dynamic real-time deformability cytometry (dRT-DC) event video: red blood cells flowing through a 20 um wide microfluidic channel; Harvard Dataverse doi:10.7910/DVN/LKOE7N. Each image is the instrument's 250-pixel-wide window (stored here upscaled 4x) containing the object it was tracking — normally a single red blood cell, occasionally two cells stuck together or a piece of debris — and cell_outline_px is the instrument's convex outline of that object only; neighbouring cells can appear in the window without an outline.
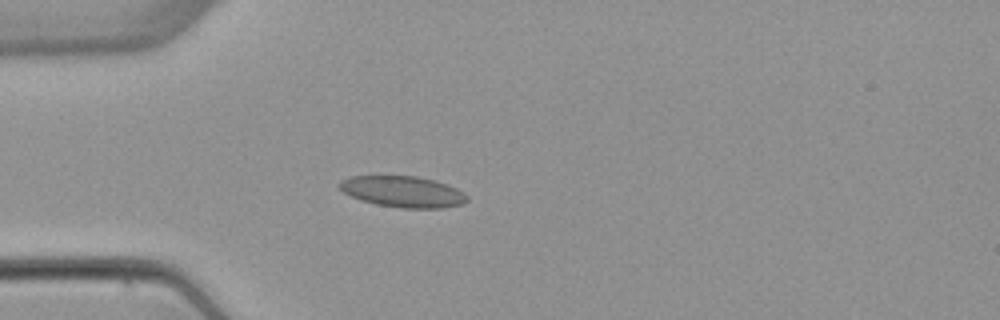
{"species": "common noctule bat (a hibernating species)", "species_latin": "Nyctalus noctula", "temperature_condition": "warm", "stored_images_in_passage": 4, "camera_frame_rate_fps": 3000, "um_per_image_px": 0.085, "animal": {"sex": "female", "body_mass_g": 22.7, "forearm_length_mm": 54.2}, "frame": {"image": 1, "passage_image": 4, "time_ms": 4.333, "image_size_px": [1000, 320], "cell_outline_px": [[468, 200], [460, 204], [444, 208], [400, 208], [376, 204], [360, 200], [344, 192], [336, 184], [340, 180], [352, 176], [416, 176], [436, 180], [448, 184], [464, 192], [468, 196]], "centroid_in_image_um": [34.25, 16.29], "position_along_channel_um": 50.8, "area_um2": 23.29}}